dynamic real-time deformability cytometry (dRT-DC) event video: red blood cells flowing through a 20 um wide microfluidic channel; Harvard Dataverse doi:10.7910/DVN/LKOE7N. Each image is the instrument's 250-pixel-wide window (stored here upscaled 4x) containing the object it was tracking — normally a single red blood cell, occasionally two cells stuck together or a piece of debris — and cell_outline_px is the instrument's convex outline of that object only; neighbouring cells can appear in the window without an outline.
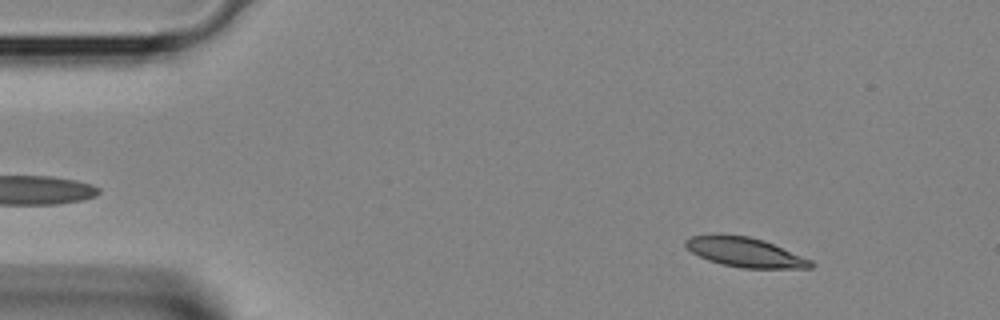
{"species": "Egyptian fruit bat (a non-hibernating species)", "species_latin": "Rousettus aegyptiacus", "temperature_condition": "room temperature", "stored_images_in_passage": 39, "camera_frame_rate_fps": 3000, "um_per_image_px": 0.085, "animal": {"sex": "female"}, "frame": {"image": 1, "passage_image": 4, "time_ms": 1.0, "image_size_px": [1000, 320], "cell_outline_px": [[816, 264], [812, 268], [744, 268], [724, 264], [708, 260], [692, 252], [684, 244], [684, 240], [692, 236], [748, 236], [764, 240], [812, 260]], "centroid_in_image_um": [63.4, 21.46], "position_along_channel_um": 21.6, "area_um2": 20.98}}
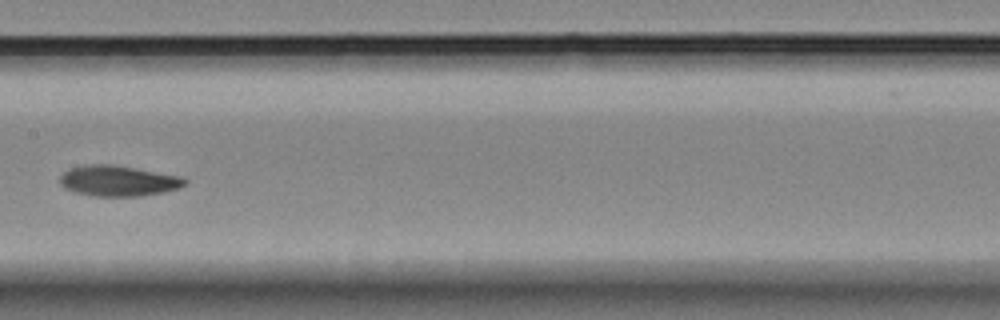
{"frame": {"image": 2, "passage_image": 19, "time_ms": 6.0, "image_size_px": [1000, 320], "cell_outline_px": [[188, 180], [184, 184], [176, 188], [164, 192], [140, 196], [92, 196], [76, 192], [64, 188], [60, 184], [60, 176], [68, 168], [84, 164], [116, 164], [180, 176]], "centroid_in_image_um": [10.0, 15.35], "position_along_channel_um": 197.4, "area_um2": 22.43}}
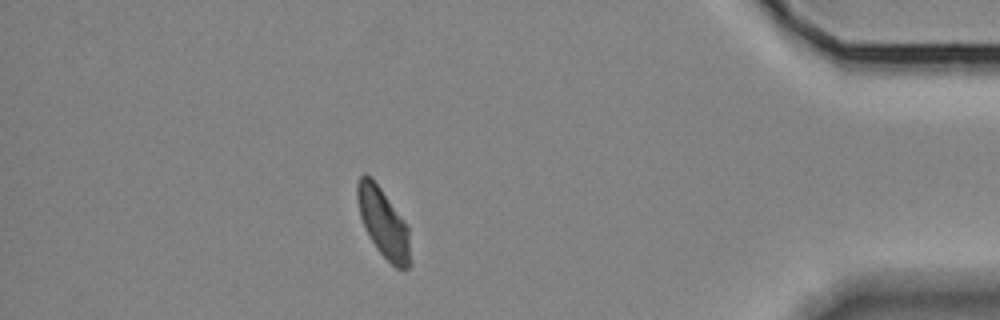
{"frame": {"image": 3, "passage_image": 34, "time_ms": 11.0, "image_size_px": [1000, 320], "cell_outline_px": [[412, 264], [408, 268], [396, 268], [376, 248], [364, 228], [360, 216], [356, 200], [356, 184], [360, 176], [364, 172], [372, 176], [408, 224], [412, 260]], "centroid_in_image_um": [32.59, 18.91], "position_along_channel_um": 402.6, "area_um2": 21.96}}